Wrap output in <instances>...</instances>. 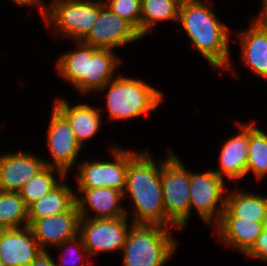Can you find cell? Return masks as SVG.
<instances>
[{
    "mask_svg": "<svg viewBox=\"0 0 267 266\" xmlns=\"http://www.w3.org/2000/svg\"><path fill=\"white\" fill-rule=\"evenodd\" d=\"M263 222L239 217H221L215 225L217 237L229 248L246 254L263 230Z\"/></svg>",
    "mask_w": 267,
    "mask_h": 266,
    "instance_id": "obj_18",
    "label": "cell"
},
{
    "mask_svg": "<svg viewBox=\"0 0 267 266\" xmlns=\"http://www.w3.org/2000/svg\"><path fill=\"white\" fill-rule=\"evenodd\" d=\"M237 31L240 47V62L257 78L267 81V36L252 21L249 28Z\"/></svg>",
    "mask_w": 267,
    "mask_h": 266,
    "instance_id": "obj_19",
    "label": "cell"
},
{
    "mask_svg": "<svg viewBox=\"0 0 267 266\" xmlns=\"http://www.w3.org/2000/svg\"><path fill=\"white\" fill-rule=\"evenodd\" d=\"M0 266H5L2 262V259L0 258Z\"/></svg>",
    "mask_w": 267,
    "mask_h": 266,
    "instance_id": "obj_34",
    "label": "cell"
},
{
    "mask_svg": "<svg viewBox=\"0 0 267 266\" xmlns=\"http://www.w3.org/2000/svg\"><path fill=\"white\" fill-rule=\"evenodd\" d=\"M30 266H55V260L47 250H41Z\"/></svg>",
    "mask_w": 267,
    "mask_h": 266,
    "instance_id": "obj_32",
    "label": "cell"
},
{
    "mask_svg": "<svg viewBox=\"0 0 267 266\" xmlns=\"http://www.w3.org/2000/svg\"><path fill=\"white\" fill-rule=\"evenodd\" d=\"M170 229L133 224L122 248V266H165L179 245Z\"/></svg>",
    "mask_w": 267,
    "mask_h": 266,
    "instance_id": "obj_4",
    "label": "cell"
},
{
    "mask_svg": "<svg viewBox=\"0 0 267 266\" xmlns=\"http://www.w3.org/2000/svg\"><path fill=\"white\" fill-rule=\"evenodd\" d=\"M263 1V8L260 13L251 20L267 36V0Z\"/></svg>",
    "mask_w": 267,
    "mask_h": 266,
    "instance_id": "obj_31",
    "label": "cell"
},
{
    "mask_svg": "<svg viewBox=\"0 0 267 266\" xmlns=\"http://www.w3.org/2000/svg\"><path fill=\"white\" fill-rule=\"evenodd\" d=\"M55 248H58V251L62 253L59 256V262H55V266H69L72 264L74 265L75 262L77 263V266H88V264H92V262L90 261L91 257L85 249L83 239L80 235H77L70 240H66L64 243ZM83 253L85 254V256L83 255Z\"/></svg>",
    "mask_w": 267,
    "mask_h": 266,
    "instance_id": "obj_28",
    "label": "cell"
},
{
    "mask_svg": "<svg viewBox=\"0 0 267 266\" xmlns=\"http://www.w3.org/2000/svg\"><path fill=\"white\" fill-rule=\"evenodd\" d=\"M75 50H70L61 54L55 68L62 79L75 87L77 92L84 95V76H87L88 67V45L81 41H76Z\"/></svg>",
    "mask_w": 267,
    "mask_h": 266,
    "instance_id": "obj_23",
    "label": "cell"
},
{
    "mask_svg": "<svg viewBox=\"0 0 267 266\" xmlns=\"http://www.w3.org/2000/svg\"><path fill=\"white\" fill-rule=\"evenodd\" d=\"M121 63V59L116 56L114 50L88 45V67L87 76H84V96L97 92L112 81L116 75L115 71Z\"/></svg>",
    "mask_w": 267,
    "mask_h": 266,
    "instance_id": "obj_20",
    "label": "cell"
},
{
    "mask_svg": "<svg viewBox=\"0 0 267 266\" xmlns=\"http://www.w3.org/2000/svg\"><path fill=\"white\" fill-rule=\"evenodd\" d=\"M41 250L29 226L0 230V258L5 266H30Z\"/></svg>",
    "mask_w": 267,
    "mask_h": 266,
    "instance_id": "obj_16",
    "label": "cell"
},
{
    "mask_svg": "<svg viewBox=\"0 0 267 266\" xmlns=\"http://www.w3.org/2000/svg\"><path fill=\"white\" fill-rule=\"evenodd\" d=\"M55 174L58 175L55 176ZM67 175L60 169L45 166L33 178L25 183L19 194L27 207L38 201L55 188ZM57 177V179H56Z\"/></svg>",
    "mask_w": 267,
    "mask_h": 266,
    "instance_id": "obj_25",
    "label": "cell"
},
{
    "mask_svg": "<svg viewBox=\"0 0 267 266\" xmlns=\"http://www.w3.org/2000/svg\"><path fill=\"white\" fill-rule=\"evenodd\" d=\"M113 157L111 161H79L76 167L77 188H114L124 192L129 161L139 152L125 150L121 146L108 148Z\"/></svg>",
    "mask_w": 267,
    "mask_h": 266,
    "instance_id": "obj_7",
    "label": "cell"
},
{
    "mask_svg": "<svg viewBox=\"0 0 267 266\" xmlns=\"http://www.w3.org/2000/svg\"><path fill=\"white\" fill-rule=\"evenodd\" d=\"M239 131L237 135L228 138L220 149L218 164L220 167L212 169L218 176L225 177L236 184L237 180L246 177L248 161L249 124L235 120ZM236 181V182H235Z\"/></svg>",
    "mask_w": 267,
    "mask_h": 266,
    "instance_id": "obj_15",
    "label": "cell"
},
{
    "mask_svg": "<svg viewBox=\"0 0 267 266\" xmlns=\"http://www.w3.org/2000/svg\"><path fill=\"white\" fill-rule=\"evenodd\" d=\"M104 5L129 22L141 35V0H103Z\"/></svg>",
    "mask_w": 267,
    "mask_h": 266,
    "instance_id": "obj_29",
    "label": "cell"
},
{
    "mask_svg": "<svg viewBox=\"0 0 267 266\" xmlns=\"http://www.w3.org/2000/svg\"><path fill=\"white\" fill-rule=\"evenodd\" d=\"M50 114L46 144L52 159H46L44 163L45 166L58 168L67 175L71 168L77 167L78 155L83 148L67 119L54 106Z\"/></svg>",
    "mask_w": 267,
    "mask_h": 266,
    "instance_id": "obj_10",
    "label": "cell"
},
{
    "mask_svg": "<svg viewBox=\"0 0 267 266\" xmlns=\"http://www.w3.org/2000/svg\"><path fill=\"white\" fill-rule=\"evenodd\" d=\"M122 202L123 192L114 188H77L76 204L80 217L112 219L126 216L130 212Z\"/></svg>",
    "mask_w": 267,
    "mask_h": 266,
    "instance_id": "obj_13",
    "label": "cell"
},
{
    "mask_svg": "<svg viewBox=\"0 0 267 266\" xmlns=\"http://www.w3.org/2000/svg\"><path fill=\"white\" fill-rule=\"evenodd\" d=\"M44 160L26 150L0 154V190L19 192L25 183L45 167Z\"/></svg>",
    "mask_w": 267,
    "mask_h": 266,
    "instance_id": "obj_14",
    "label": "cell"
},
{
    "mask_svg": "<svg viewBox=\"0 0 267 266\" xmlns=\"http://www.w3.org/2000/svg\"><path fill=\"white\" fill-rule=\"evenodd\" d=\"M182 0H141V37L163 22H178Z\"/></svg>",
    "mask_w": 267,
    "mask_h": 266,
    "instance_id": "obj_24",
    "label": "cell"
},
{
    "mask_svg": "<svg viewBox=\"0 0 267 266\" xmlns=\"http://www.w3.org/2000/svg\"><path fill=\"white\" fill-rule=\"evenodd\" d=\"M97 92H106V111L111 120L140 118L155 112L164 94L144 80L116 75Z\"/></svg>",
    "mask_w": 267,
    "mask_h": 266,
    "instance_id": "obj_3",
    "label": "cell"
},
{
    "mask_svg": "<svg viewBox=\"0 0 267 266\" xmlns=\"http://www.w3.org/2000/svg\"><path fill=\"white\" fill-rule=\"evenodd\" d=\"M214 11L209 2L182 0L178 22L194 48L214 69L232 72L230 29Z\"/></svg>",
    "mask_w": 267,
    "mask_h": 266,
    "instance_id": "obj_2",
    "label": "cell"
},
{
    "mask_svg": "<svg viewBox=\"0 0 267 266\" xmlns=\"http://www.w3.org/2000/svg\"><path fill=\"white\" fill-rule=\"evenodd\" d=\"M221 217H239L263 222L267 218V196L241 189H228L225 210Z\"/></svg>",
    "mask_w": 267,
    "mask_h": 266,
    "instance_id": "obj_21",
    "label": "cell"
},
{
    "mask_svg": "<svg viewBox=\"0 0 267 266\" xmlns=\"http://www.w3.org/2000/svg\"><path fill=\"white\" fill-rule=\"evenodd\" d=\"M80 215L75 203L68 211L41 219H28L37 243L42 250L54 248L79 235Z\"/></svg>",
    "mask_w": 267,
    "mask_h": 266,
    "instance_id": "obj_12",
    "label": "cell"
},
{
    "mask_svg": "<svg viewBox=\"0 0 267 266\" xmlns=\"http://www.w3.org/2000/svg\"><path fill=\"white\" fill-rule=\"evenodd\" d=\"M141 38L139 32L129 22L104 5L100 9L97 21L81 42L100 49L114 50Z\"/></svg>",
    "mask_w": 267,
    "mask_h": 266,
    "instance_id": "obj_11",
    "label": "cell"
},
{
    "mask_svg": "<svg viewBox=\"0 0 267 266\" xmlns=\"http://www.w3.org/2000/svg\"><path fill=\"white\" fill-rule=\"evenodd\" d=\"M224 183L212 169L196 174L190 171V216L196 210L203 223L215 226L225 210L228 188Z\"/></svg>",
    "mask_w": 267,
    "mask_h": 266,
    "instance_id": "obj_8",
    "label": "cell"
},
{
    "mask_svg": "<svg viewBox=\"0 0 267 266\" xmlns=\"http://www.w3.org/2000/svg\"><path fill=\"white\" fill-rule=\"evenodd\" d=\"M128 217L129 215L112 219L80 217L79 235L90 257L99 253H121L127 234L134 224L132 221L129 224Z\"/></svg>",
    "mask_w": 267,
    "mask_h": 266,
    "instance_id": "obj_9",
    "label": "cell"
},
{
    "mask_svg": "<svg viewBox=\"0 0 267 266\" xmlns=\"http://www.w3.org/2000/svg\"><path fill=\"white\" fill-rule=\"evenodd\" d=\"M103 0H52L43 3L41 17L46 27L65 39L81 41L97 21Z\"/></svg>",
    "mask_w": 267,
    "mask_h": 266,
    "instance_id": "obj_5",
    "label": "cell"
},
{
    "mask_svg": "<svg viewBox=\"0 0 267 266\" xmlns=\"http://www.w3.org/2000/svg\"><path fill=\"white\" fill-rule=\"evenodd\" d=\"M263 230L252 248L245 254L251 259L267 263V218L263 221Z\"/></svg>",
    "mask_w": 267,
    "mask_h": 266,
    "instance_id": "obj_30",
    "label": "cell"
},
{
    "mask_svg": "<svg viewBox=\"0 0 267 266\" xmlns=\"http://www.w3.org/2000/svg\"><path fill=\"white\" fill-rule=\"evenodd\" d=\"M255 121L249 123V145L247 174H252L257 181L267 176V133L255 126Z\"/></svg>",
    "mask_w": 267,
    "mask_h": 266,
    "instance_id": "obj_26",
    "label": "cell"
},
{
    "mask_svg": "<svg viewBox=\"0 0 267 266\" xmlns=\"http://www.w3.org/2000/svg\"><path fill=\"white\" fill-rule=\"evenodd\" d=\"M28 226V207L19 192L0 190V230Z\"/></svg>",
    "mask_w": 267,
    "mask_h": 266,
    "instance_id": "obj_27",
    "label": "cell"
},
{
    "mask_svg": "<svg viewBox=\"0 0 267 266\" xmlns=\"http://www.w3.org/2000/svg\"><path fill=\"white\" fill-rule=\"evenodd\" d=\"M177 156L168 149L166 159L161 160V182L166 219L183 231L191 219L190 171Z\"/></svg>",
    "mask_w": 267,
    "mask_h": 266,
    "instance_id": "obj_6",
    "label": "cell"
},
{
    "mask_svg": "<svg viewBox=\"0 0 267 266\" xmlns=\"http://www.w3.org/2000/svg\"><path fill=\"white\" fill-rule=\"evenodd\" d=\"M67 176L48 194L28 207V219H41L68 211L76 203V192L66 183Z\"/></svg>",
    "mask_w": 267,
    "mask_h": 266,
    "instance_id": "obj_22",
    "label": "cell"
},
{
    "mask_svg": "<svg viewBox=\"0 0 267 266\" xmlns=\"http://www.w3.org/2000/svg\"><path fill=\"white\" fill-rule=\"evenodd\" d=\"M13 3L19 4L20 6H26V7H34L38 9L40 12V16L43 9V1L42 0H8Z\"/></svg>",
    "mask_w": 267,
    "mask_h": 266,
    "instance_id": "obj_33",
    "label": "cell"
},
{
    "mask_svg": "<svg viewBox=\"0 0 267 266\" xmlns=\"http://www.w3.org/2000/svg\"><path fill=\"white\" fill-rule=\"evenodd\" d=\"M71 105L66 98L56 97L52 106L67 119L78 142L84 147V143L95 137L100 131L103 121L100 113L101 109L87 103Z\"/></svg>",
    "mask_w": 267,
    "mask_h": 266,
    "instance_id": "obj_17",
    "label": "cell"
},
{
    "mask_svg": "<svg viewBox=\"0 0 267 266\" xmlns=\"http://www.w3.org/2000/svg\"><path fill=\"white\" fill-rule=\"evenodd\" d=\"M148 148L139 151L128 163L124 200H130V218L134 224L174 226L166 219L161 160L156 164ZM127 196V198H126Z\"/></svg>",
    "mask_w": 267,
    "mask_h": 266,
    "instance_id": "obj_1",
    "label": "cell"
}]
</instances>
